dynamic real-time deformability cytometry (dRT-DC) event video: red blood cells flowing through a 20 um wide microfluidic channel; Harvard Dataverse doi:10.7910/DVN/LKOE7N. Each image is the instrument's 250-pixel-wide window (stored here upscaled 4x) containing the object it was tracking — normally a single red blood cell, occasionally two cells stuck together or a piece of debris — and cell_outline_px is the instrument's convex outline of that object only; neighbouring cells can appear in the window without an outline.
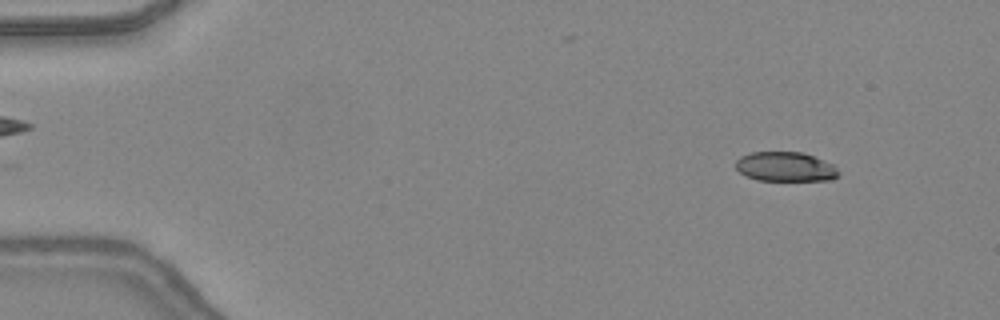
{"species": "common noctule bat (a hibernating species)", "species_latin": "Nyctalus noctula", "temperature_condition": "warm", "stored_images_in_passage": 47, "camera_frame_rate_fps": 3000, "um_per_image_px": 0.085, "animal": {"sex": "female", "body_mass_g": 24.6, "forearm_length_mm": 56.2}, "frame": {"image": 1, "passage_image": 5, "time_ms": 1.333, "image_size_px": [1000, 320], "cell_outline_px": [[840, 176], [832, 180], [756, 180], [740, 172], [736, 168], [736, 160], [740, 156], [752, 152], [804, 152], [832, 164], [840, 172]], "centroid_in_image_um": [66.78, 14.17], "position_along_channel_um": 18.2, "area_um2": 17.69}}
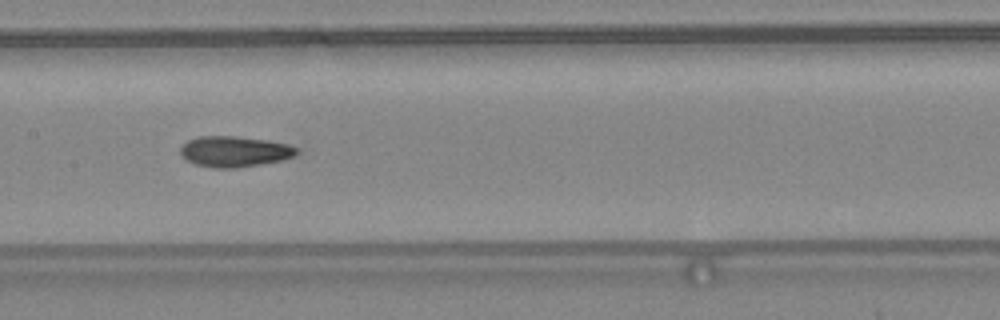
{"frame": {"image": 2, "passage_image": 24, "time_ms": 7.667, "image_size_px": [1000, 320], "cell_outline_px": [[300, 152], [292, 156], [280, 160], [260, 164], [236, 168], [212, 168], [196, 164], [180, 156], [180, 148], [188, 140], [196, 136], [236, 136], [264, 140], [288, 144], [296, 148]], "centroid_in_image_um": [19.89, 12.88], "position_along_channel_um": 187.5, "area_um2": 20.69}}
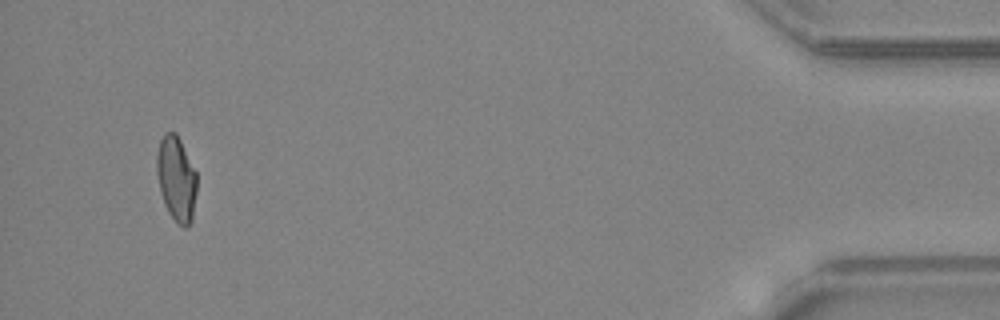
{"frame": {"image": 3, "passage_image": 45, "time_ms": 14.667, "image_size_px": [1000, 320], "cell_outline_px": [[196, 192], [192, 220], [188, 228], [184, 228], [176, 224], [168, 212], [164, 204], [160, 192], [156, 172], [156, 156], [160, 140], [164, 132], [176, 132], [196, 172]], "centroid_in_image_um": [14.97, 15.23], "position_along_channel_um": 420.2, "area_um2": 20.06}, "authors_computed_cell_mechanics": {"area_um2": 19.9988, "velocity_mm_per_s": 4.4131, "shape_relaxation_time_tau1_ms": null, "shape_relaxation_time_tau2_ms": 1.6256, "deformation_change_tau1": null, "deformation_change_tau2": 0.0865}}